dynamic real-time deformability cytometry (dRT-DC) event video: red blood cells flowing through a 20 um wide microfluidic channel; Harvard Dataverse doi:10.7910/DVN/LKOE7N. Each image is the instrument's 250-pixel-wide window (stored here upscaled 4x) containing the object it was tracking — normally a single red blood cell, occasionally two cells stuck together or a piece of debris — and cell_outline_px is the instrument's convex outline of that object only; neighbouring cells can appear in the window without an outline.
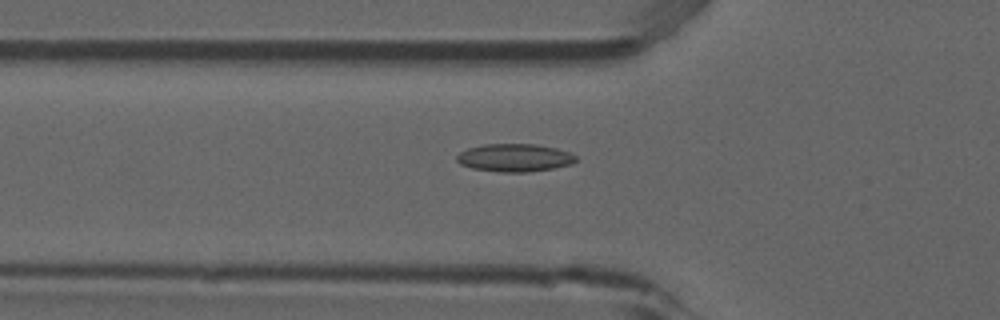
{"species": "common noctule bat (a hibernating species)", "species_latin": "Nyctalus noctula", "temperature_condition": "room temperature", "stored_images_in_passage": 32, "camera_frame_rate_fps": 3000, "um_per_image_px": 0.085, "animal": {"sex": "male", "forearm_length_mm": 52.5}, "frame": {"image": 1, "passage_image": 10, "time_ms": 3.0, "image_size_px": [1000, 320], "cell_outline_px": [[576, 160], [572, 164], [552, 168], [528, 172], [500, 172], [472, 168], [460, 164], [456, 160], [456, 156], [460, 152], [468, 148], [484, 144], [536, 144], [556, 148], [568, 152], [576, 156]], "centroid_in_image_um": [43.72, 13.4], "position_along_channel_um": 82.1, "area_um2": 19.31}}
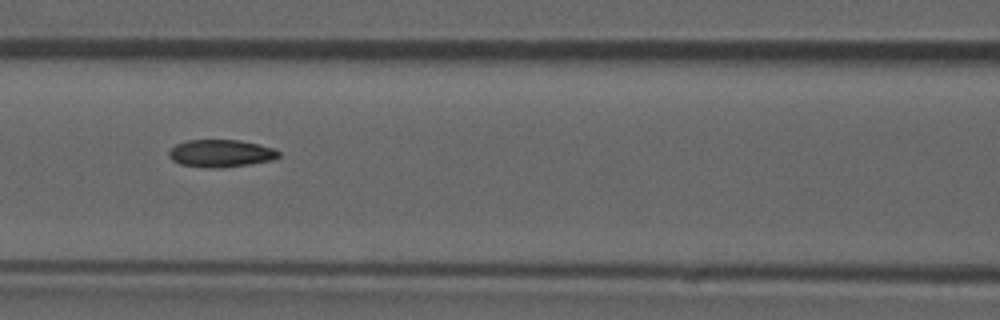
{"frame": {"image": 2, "passage_image": 15, "time_ms": 4.667, "image_size_px": [1000, 320], "cell_outline_px": [[280, 156], [272, 160], [248, 164], [216, 168], [208, 168], [180, 164], [172, 160], [168, 156], [168, 152], [176, 144], [188, 140], [240, 140], [260, 144], [272, 148], [280, 152]], "centroid_in_image_um": [18.76, 13.03], "position_along_channel_um": 147.8, "area_um2": 17.51}}